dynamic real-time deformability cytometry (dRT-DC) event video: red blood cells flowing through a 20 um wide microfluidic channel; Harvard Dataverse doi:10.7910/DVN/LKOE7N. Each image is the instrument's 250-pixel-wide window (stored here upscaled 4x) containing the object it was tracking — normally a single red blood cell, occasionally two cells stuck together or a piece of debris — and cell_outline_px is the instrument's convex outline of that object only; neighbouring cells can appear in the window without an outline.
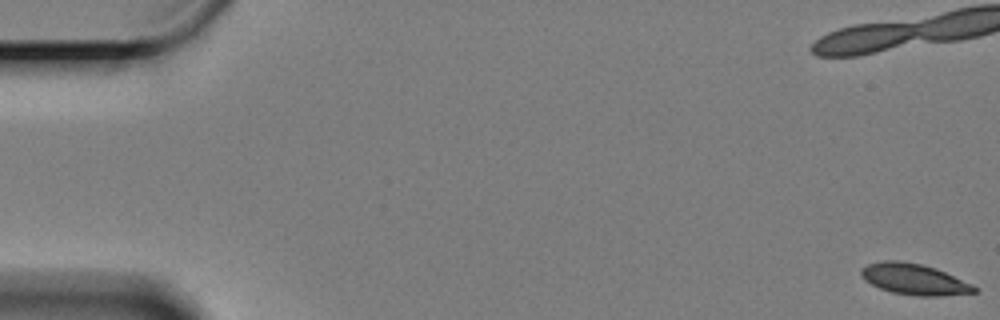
{"species": "Egyptian fruit bat (a non-hibernating species)", "species_latin": "Rousettus aegyptiacus", "temperature_condition": "cold", "stored_images_in_passage": 63, "camera_frame_rate_fps": 3000, "um_per_image_px": 0.085, "animal": {"sex": "female"}, "frame": {"image": 1, "passage_image": 1, "time_ms": 0.0, "image_size_px": [1000, 320], "cell_outline_px": [[976, 292], [940, 296], [920, 296], [892, 292], [880, 288], [864, 280], [860, 276], [860, 268], [868, 264], [884, 260], [900, 260], [920, 264], [936, 268], [972, 284], [976, 288]], "centroid_in_image_um": [77.66, 23.72], "position_along_channel_um": 7.3, "area_um2": 20.35}, "authors_computed_cell_mechanics": {"area_um2": 21.386, "velocity_mm_per_s": 3.2823, "shape_relaxation_time_tau1_ms": 4.1401, "shape_relaxation_time_tau2_ms": 2.9407, "deformation_change_tau1": 0.1278, "deformation_change_tau2": 0.0729}}